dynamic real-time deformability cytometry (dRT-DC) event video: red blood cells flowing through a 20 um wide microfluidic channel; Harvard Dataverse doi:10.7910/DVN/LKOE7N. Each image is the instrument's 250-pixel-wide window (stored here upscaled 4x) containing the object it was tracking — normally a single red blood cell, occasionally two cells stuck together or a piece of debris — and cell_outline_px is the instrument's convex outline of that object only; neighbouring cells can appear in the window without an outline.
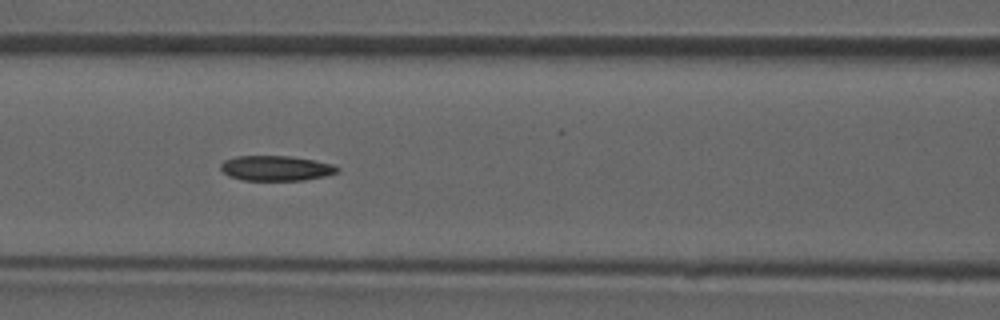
{"species": "common noctule bat (a hibernating species)", "species_latin": "Nyctalus noctula", "temperature_condition": "room temperature", "stored_images_in_passage": 41, "camera_frame_rate_fps": 3000, "um_per_image_px": 0.085, "animal": {"sex": "male", "forearm_length_mm": 52.5}, "frame": {"image": 1, "passage_image": 12, "time_ms": 3.667, "image_size_px": [1000, 320], "cell_outline_px": [[340, 172], [324, 176], [304, 180], [244, 180], [228, 176], [220, 168], [220, 164], [224, 160], [236, 156], [292, 156], [316, 160], [332, 164], [340, 168]], "centroid_in_image_um": [23.48, 14.29], "position_along_channel_um": 143.1, "area_um2": 17.17}}